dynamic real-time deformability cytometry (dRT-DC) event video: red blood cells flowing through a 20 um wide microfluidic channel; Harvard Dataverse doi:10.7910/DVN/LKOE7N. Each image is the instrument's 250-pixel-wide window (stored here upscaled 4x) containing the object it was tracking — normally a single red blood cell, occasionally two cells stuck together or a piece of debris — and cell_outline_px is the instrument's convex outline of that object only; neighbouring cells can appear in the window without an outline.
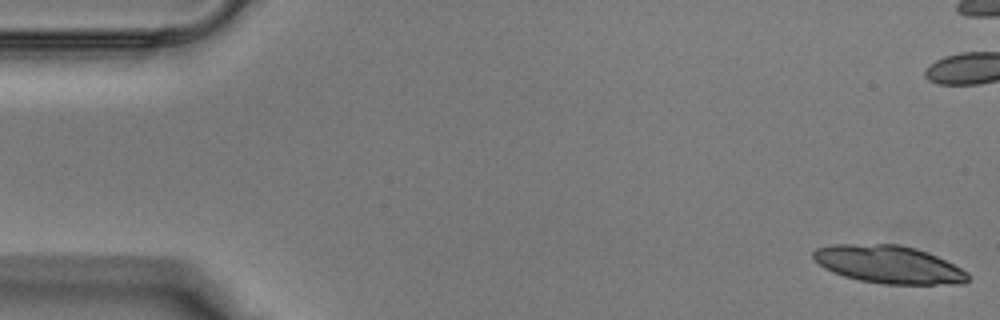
{"species": "Egyptian fruit bat (a non-hibernating species)", "species_latin": "Rousettus aegyptiacus", "temperature_condition": "warm", "stored_images_in_passage": 12, "camera_frame_rate_fps": 3000, "um_per_image_px": 0.085, "animal": {"sex": "male"}, "frame": {"image": 1, "passage_image": 1, "time_ms": 0.0, "image_size_px": [1000, 320], "cell_outline_px": [[968, 280], [964, 284], [884, 284], [860, 280], [844, 276], [832, 272], [824, 268], [812, 256], [812, 252], [816, 248], [832, 244], [900, 244], [916, 248], [928, 252], [968, 272]], "centroid_in_image_um": [75.53, 22.47], "position_along_channel_um": 9.5, "area_um2": 34.04}}